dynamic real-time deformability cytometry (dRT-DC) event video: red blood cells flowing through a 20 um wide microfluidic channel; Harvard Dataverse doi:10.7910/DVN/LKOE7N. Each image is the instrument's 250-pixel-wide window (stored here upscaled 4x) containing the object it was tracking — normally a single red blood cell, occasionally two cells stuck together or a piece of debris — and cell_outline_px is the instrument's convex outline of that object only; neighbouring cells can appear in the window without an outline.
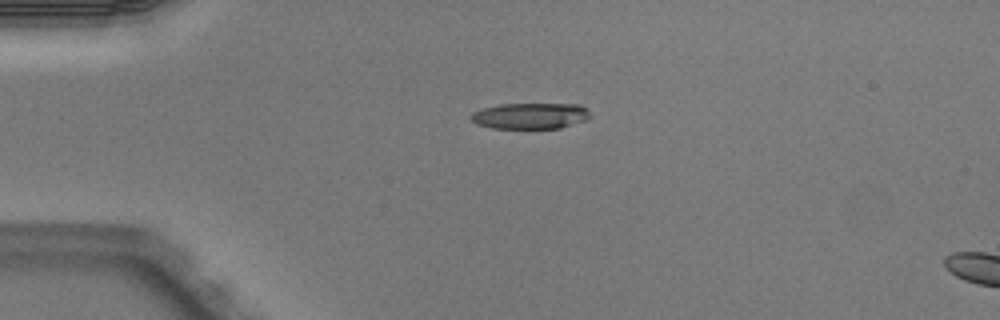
{"species": "Egyptian fruit bat (a non-hibernating species)", "species_latin": "Rousettus aegyptiacus", "temperature_condition": "warm", "stored_images_in_passage": 4, "camera_frame_rate_fps": 3000, "um_per_image_px": 0.085, "animal": {"sex": "male"}, "frame": {"image": 1, "passage_image": 3, "time_ms": 0.667, "image_size_px": [1000, 320], "cell_outline_px": [[592, 116], [588, 120], [560, 128], [492, 128], [476, 124], [468, 116], [472, 112], [484, 108], [500, 104], [580, 104], [588, 108]], "centroid_in_image_um": [45.12, 9.84], "position_along_channel_um": 39.9, "area_um2": 18.32}}